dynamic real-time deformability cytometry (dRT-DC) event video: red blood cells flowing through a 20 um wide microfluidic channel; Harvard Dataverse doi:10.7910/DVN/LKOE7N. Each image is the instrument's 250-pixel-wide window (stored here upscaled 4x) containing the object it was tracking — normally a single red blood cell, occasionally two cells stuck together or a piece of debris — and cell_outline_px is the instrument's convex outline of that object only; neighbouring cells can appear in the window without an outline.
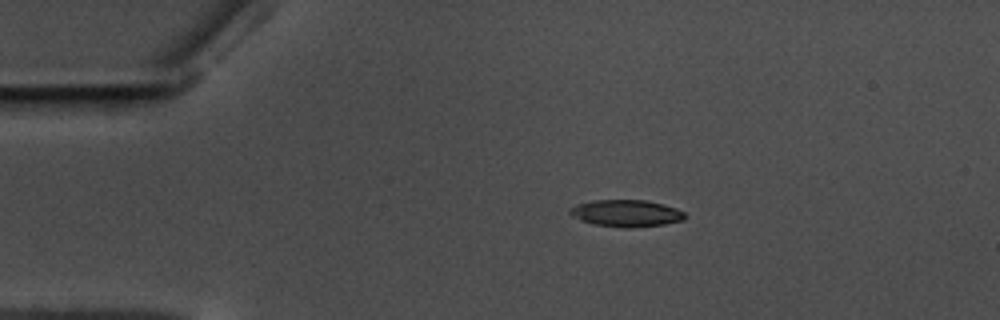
{"species": "common noctule bat (a hibernating species)", "species_latin": "Nyctalus noctula", "temperature_condition": "warm", "stored_images_in_passage": 47, "camera_frame_rate_fps": 3000, "um_per_image_px": 0.085, "animal": {"sex": "male", "body_mass_g": 17.5, "forearm_length_mm": 52.3}, "frame": {"image": 1, "passage_image": 1, "time_ms": 0.0, "image_size_px": [1000, 320], "cell_outline_px": [[688, 216], [684, 220], [664, 224], [628, 228], [624, 228], [592, 224], [580, 220], [572, 216], [568, 212], [568, 208], [576, 204], [592, 200], [644, 200], [664, 204], [676, 208], [684, 212]], "centroid_in_image_um": [53.21, 18.12], "position_along_channel_um": 31.8, "area_um2": 18.26}}
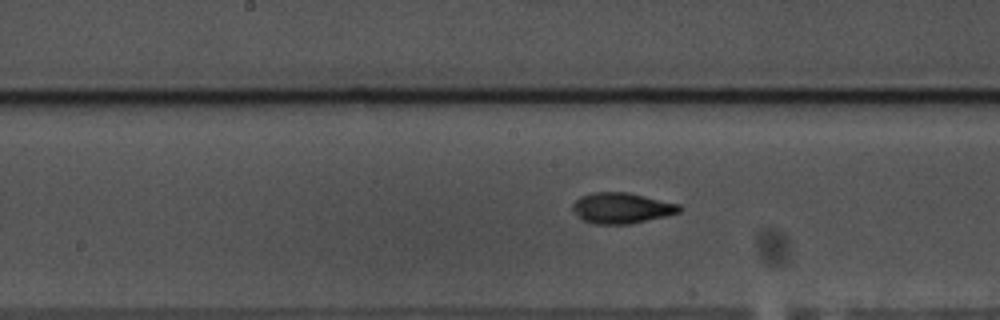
{"frame": {"image": 2, "passage_image": 19, "time_ms": 6.0, "image_size_px": [1000, 320], "cell_outline_px": [[684, 208], [680, 212], [668, 216], [628, 224], [596, 224], [584, 220], [572, 208], [572, 204], [580, 196], [592, 192], [628, 192], [680, 204]], "centroid_in_image_um": [52.89, 17.67], "position_along_channel_um": 195.3, "area_um2": 19.13}}
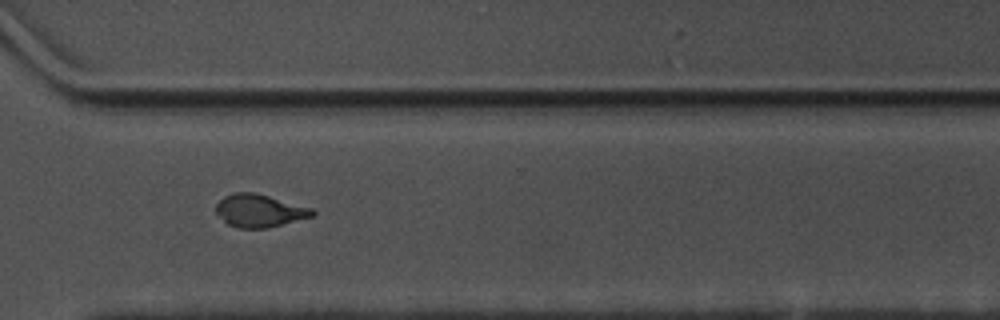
{"frame": {"image": 3, "passage_image": 32, "time_ms": 10.333, "image_size_px": [1000, 320], "cell_outline_px": [[316, 212], [312, 216], [268, 228], [240, 228], [228, 224], [216, 212], [216, 204], [224, 196], [236, 192], [256, 192], [312, 208]], "centroid_in_image_um": [22.05, 17.9], "position_along_channel_um": 348.5, "area_um2": 18.26}, "authors_computed_cell_mechanics": {"area_um2": 18.496, "velocity_mm_per_s": 3.5389, "shape_relaxation_time_tau1_ms": 3.707, "shape_relaxation_time_tau2_ms": 2.0874, "deformation_change_tau1": 0.1734, "deformation_change_tau2": 0.0835}}